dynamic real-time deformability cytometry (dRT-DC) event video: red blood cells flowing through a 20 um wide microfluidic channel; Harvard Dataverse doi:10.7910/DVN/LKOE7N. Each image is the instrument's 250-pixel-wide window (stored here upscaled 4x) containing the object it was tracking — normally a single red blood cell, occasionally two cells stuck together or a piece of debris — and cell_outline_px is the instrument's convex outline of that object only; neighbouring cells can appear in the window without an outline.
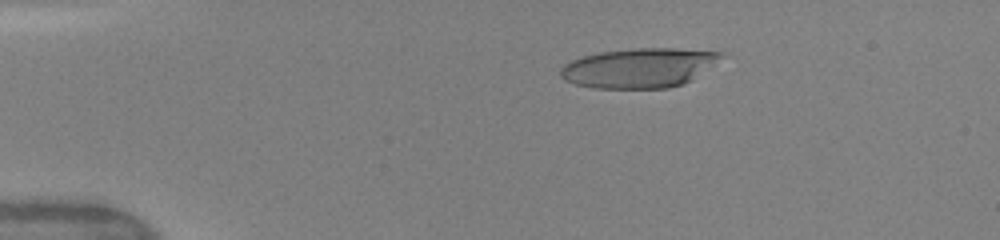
{"species": "human", "species_latin": "Homo sapiens", "temperature_condition": "warm", "stored_images_in_passage": 5, "camera_frame_rate_fps": 3000, "um_per_image_px": 0.085, "donor": {"sex": "female"}, "frame": {"image": 1, "passage_image": 2, "time_ms": 0.667, "image_size_px": [1000, 240], "cell_outline_px": [[728, 56], [684, 84], [668, 88], [596, 88], [576, 84], [564, 80], [560, 76], [560, 68], [564, 64], [572, 60], [584, 56], [600, 52], [632, 48], [676, 48], [728, 52]], "centroid_in_image_um": [54.4, 5.75], "position_along_channel_um": 30.6, "area_um2": 37.4}}